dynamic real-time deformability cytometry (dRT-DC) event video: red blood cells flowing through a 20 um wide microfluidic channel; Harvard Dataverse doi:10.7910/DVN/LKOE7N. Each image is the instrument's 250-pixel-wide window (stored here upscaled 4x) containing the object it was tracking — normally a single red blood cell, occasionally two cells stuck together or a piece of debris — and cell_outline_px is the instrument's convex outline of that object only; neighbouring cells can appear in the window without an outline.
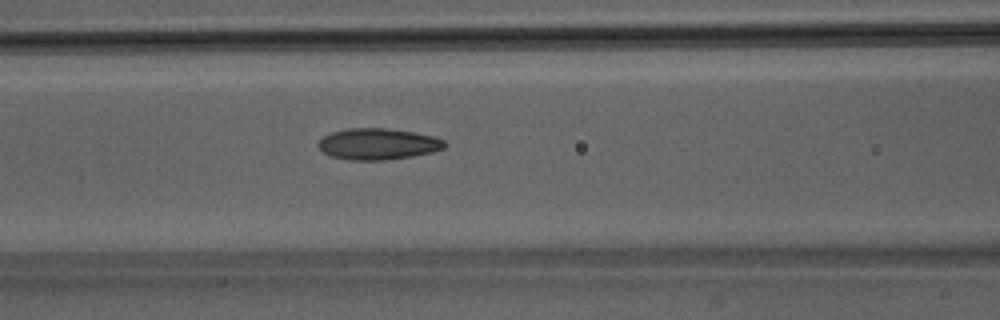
{"species": "Egyptian fruit bat (a non-hibernating species)", "species_latin": "Rousettus aegyptiacus", "temperature_condition": "room temperature", "stored_images_in_passage": 52, "camera_frame_rate_fps": 3000, "um_per_image_px": 0.085, "animal": {"sex": "male"}, "frame": {"image": 1, "passage_image": 22, "time_ms": 7.0, "image_size_px": [1000, 320], "cell_outline_px": [[448, 144], [444, 148], [432, 152], [412, 156], [384, 160], [348, 160], [328, 156], [316, 144], [324, 136], [332, 132], [348, 128], [384, 128], [412, 132], [432, 136], [444, 140]], "centroid_in_image_um": [32.11, 12.25], "position_along_channel_um": 134.5, "area_um2": 23.0}}
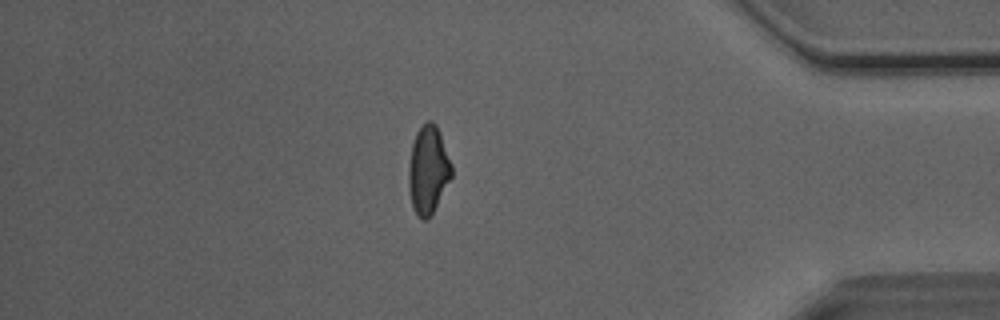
{"frame": {"image": 2, "passage_image": 44, "time_ms": 14.333, "image_size_px": [1000, 320], "cell_outline_px": [[452, 176], [428, 220], [424, 220], [412, 208], [408, 188], [408, 168], [412, 144], [416, 132], [428, 120], [432, 120], [436, 124], [452, 164]], "centroid_in_image_um": [36.38, 14.43], "position_along_channel_um": 398.8, "area_um2": 21.91}}
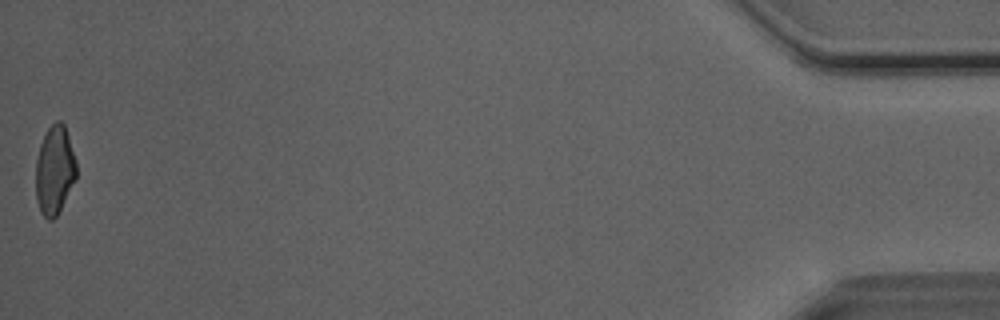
{"frame": {"image": 3, "passage_image": 51, "time_ms": 16.667, "image_size_px": [1000, 320], "cell_outline_px": [[76, 180], [56, 216], [52, 220], [48, 220], [40, 212], [36, 200], [36, 160], [40, 144], [48, 128], [56, 120], [60, 120], [64, 124], [76, 160]], "centroid_in_image_um": [4.64, 14.47], "position_along_channel_um": 430.6, "area_um2": 20.98}, "authors_computed_cell_mechanics": {"area_um2": 22.4842, "velocity_mm_per_s": 4.0817, "shape_relaxation_time_tau1_ms": null, "shape_relaxation_time_tau2_ms": 2.056, "deformation_change_tau1": null, "deformation_change_tau2": 0.1011}}